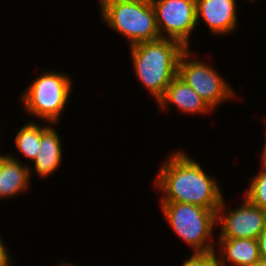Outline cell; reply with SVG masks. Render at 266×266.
Returning a JSON list of instances; mask_svg holds the SVG:
<instances>
[{
    "mask_svg": "<svg viewBox=\"0 0 266 266\" xmlns=\"http://www.w3.org/2000/svg\"><path fill=\"white\" fill-rule=\"evenodd\" d=\"M160 108L165 110L172 103L183 113L201 114L212 112L207 103L178 75L171 81L164 95L157 101Z\"/></svg>",
    "mask_w": 266,
    "mask_h": 266,
    "instance_id": "10",
    "label": "cell"
},
{
    "mask_svg": "<svg viewBox=\"0 0 266 266\" xmlns=\"http://www.w3.org/2000/svg\"><path fill=\"white\" fill-rule=\"evenodd\" d=\"M52 70L39 75L21 95L29 115L57 124L72 91V79Z\"/></svg>",
    "mask_w": 266,
    "mask_h": 266,
    "instance_id": "5",
    "label": "cell"
},
{
    "mask_svg": "<svg viewBox=\"0 0 266 266\" xmlns=\"http://www.w3.org/2000/svg\"><path fill=\"white\" fill-rule=\"evenodd\" d=\"M133 69L156 102L178 75V63L187 48L177 40L160 38L130 46Z\"/></svg>",
    "mask_w": 266,
    "mask_h": 266,
    "instance_id": "2",
    "label": "cell"
},
{
    "mask_svg": "<svg viewBox=\"0 0 266 266\" xmlns=\"http://www.w3.org/2000/svg\"><path fill=\"white\" fill-rule=\"evenodd\" d=\"M217 252H194L193 255L184 261L182 266H218Z\"/></svg>",
    "mask_w": 266,
    "mask_h": 266,
    "instance_id": "16",
    "label": "cell"
},
{
    "mask_svg": "<svg viewBox=\"0 0 266 266\" xmlns=\"http://www.w3.org/2000/svg\"><path fill=\"white\" fill-rule=\"evenodd\" d=\"M185 153L173 151L161 165L155 180V186L163 192L161 202L194 204L218 210L224 197L220 186Z\"/></svg>",
    "mask_w": 266,
    "mask_h": 266,
    "instance_id": "1",
    "label": "cell"
},
{
    "mask_svg": "<svg viewBox=\"0 0 266 266\" xmlns=\"http://www.w3.org/2000/svg\"><path fill=\"white\" fill-rule=\"evenodd\" d=\"M260 259L266 261V227L258 237Z\"/></svg>",
    "mask_w": 266,
    "mask_h": 266,
    "instance_id": "18",
    "label": "cell"
},
{
    "mask_svg": "<svg viewBox=\"0 0 266 266\" xmlns=\"http://www.w3.org/2000/svg\"><path fill=\"white\" fill-rule=\"evenodd\" d=\"M16 157L4 155L0 161V199L13 197L26 191L30 182V169Z\"/></svg>",
    "mask_w": 266,
    "mask_h": 266,
    "instance_id": "13",
    "label": "cell"
},
{
    "mask_svg": "<svg viewBox=\"0 0 266 266\" xmlns=\"http://www.w3.org/2000/svg\"><path fill=\"white\" fill-rule=\"evenodd\" d=\"M218 266H253L260 260L259 244L252 238H218ZM228 262V263H227ZM231 263V264H229ZM229 264V265H228Z\"/></svg>",
    "mask_w": 266,
    "mask_h": 266,
    "instance_id": "11",
    "label": "cell"
},
{
    "mask_svg": "<svg viewBox=\"0 0 266 266\" xmlns=\"http://www.w3.org/2000/svg\"><path fill=\"white\" fill-rule=\"evenodd\" d=\"M224 197L216 213V223L221 226L219 238L258 239L266 227V212L246 198L240 207L225 211ZM226 212V213H225Z\"/></svg>",
    "mask_w": 266,
    "mask_h": 266,
    "instance_id": "8",
    "label": "cell"
},
{
    "mask_svg": "<svg viewBox=\"0 0 266 266\" xmlns=\"http://www.w3.org/2000/svg\"><path fill=\"white\" fill-rule=\"evenodd\" d=\"M105 24L125 36L130 46L160 39L151 1L99 0Z\"/></svg>",
    "mask_w": 266,
    "mask_h": 266,
    "instance_id": "3",
    "label": "cell"
},
{
    "mask_svg": "<svg viewBox=\"0 0 266 266\" xmlns=\"http://www.w3.org/2000/svg\"><path fill=\"white\" fill-rule=\"evenodd\" d=\"M151 3L161 38L177 40L189 49L190 34L197 26L196 0H151Z\"/></svg>",
    "mask_w": 266,
    "mask_h": 266,
    "instance_id": "7",
    "label": "cell"
},
{
    "mask_svg": "<svg viewBox=\"0 0 266 266\" xmlns=\"http://www.w3.org/2000/svg\"><path fill=\"white\" fill-rule=\"evenodd\" d=\"M236 8V0H196L197 25L202 17L212 34L232 33L238 28Z\"/></svg>",
    "mask_w": 266,
    "mask_h": 266,
    "instance_id": "9",
    "label": "cell"
},
{
    "mask_svg": "<svg viewBox=\"0 0 266 266\" xmlns=\"http://www.w3.org/2000/svg\"><path fill=\"white\" fill-rule=\"evenodd\" d=\"M160 206L169 226L193 252L216 250L211 236L217 225V210L175 202H160Z\"/></svg>",
    "mask_w": 266,
    "mask_h": 266,
    "instance_id": "4",
    "label": "cell"
},
{
    "mask_svg": "<svg viewBox=\"0 0 266 266\" xmlns=\"http://www.w3.org/2000/svg\"><path fill=\"white\" fill-rule=\"evenodd\" d=\"M261 164L266 166V141H265V145H264V149L263 152L261 154Z\"/></svg>",
    "mask_w": 266,
    "mask_h": 266,
    "instance_id": "19",
    "label": "cell"
},
{
    "mask_svg": "<svg viewBox=\"0 0 266 266\" xmlns=\"http://www.w3.org/2000/svg\"><path fill=\"white\" fill-rule=\"evenodd\" d=\"M192 52L187 49L178 63V76L182 78L214 110V108L237 96L210 64L199 59H192ZM227 82V83H226Z\"/></svg>",
    "mask_w": 266,
    "mask_h": 266,
    "instance_id": "6",
    "label": "cell"
},
{
    "mask_svg": "<svg viewBox=\"0 0 266 266\" xmlns=\"http://www.w3.org/2000/svg\"><path fill=\"white\" fill-rule=\"evenodd\" d=\"M41 126L37 123L29 122L23 125L15 136V145L18 151L32 162L40 150Z\"/></svg>",
    "mask_w": 266,
    "mask_h": 266,
    "instance_id": "14",
    "label": "cell"
},
{
    "mask_svg": "<svg viewBox=\"0 0 266 266\" xmlns=\"http://www.w3.org/2000/svg\"><path fill=\"white\" fill-rule=\"evenodd\" d=\"M253 266H266V261L264 260H259L256 264H254Z\"/></svg>",
    "mask_w": 266,
    "mask_h": 266,
    "instance_id": "20",
    "label": "cell"
},
{
    "mask_svg": "<svg viewBox=\"0 0 266 266\" xmlns=\"http://www.w3.org/2000/svg\"><path fill=\"white\" fill-rule=\"evenodd\" d=\"M4 245L3 240L0 238V266H12L11 257L9 256V252Z\"/></svg>",
    "mask_w": 266,
    "mask_h": 266,
    "instance_id": "17",
    "label": "cell"
},
{
    "mask_svg": "<svg viewBox=\"0 0 266 266\" xmlns=\"http://www.w3.org/2000/svg\"><path fill=\"white\" fill-rule=\"evenodd\" d=\"M249 186L245 198L266 212V166L261 165L260 173L253 177Z\"/></svg>",
    "mask_w": 266,
    "mask_h": 266,
    "instance_id": "15",
    "label": "cell"
},
{
    "mask_svg": "<svg viewBox=\"0 0 266 266\" xmlns=\"http://www.w3.org/2000/svg\"><path fill=\"white\" fill-rule=\"evenodd\" d=\"M62 144L56 130L46 124L41 126L40 150L33 160L34 170L40 177L51 176L62 161Z\"/></svg>",
    "mask_w": 266,
    "mask_h": 266,
    "instance_id": "12",
    "label": "cell"
},
{
    "mask_svg": "<svg viewBox=\"0 0 266 266\" xmlns=\"http://www.w3.org/2000/svg\"><path fill=\"white\" fill-rule=\"evenodd\" d=\"M57 266H73V265L71 263L70 264L69 263L68 264H66V263H63V264L62 263H59Z\"/></svg>",
    "mask_w": 266,
    "mask_h": 266,
    "instance_id": "21",
    "label": "cell"
}]
</instances>
